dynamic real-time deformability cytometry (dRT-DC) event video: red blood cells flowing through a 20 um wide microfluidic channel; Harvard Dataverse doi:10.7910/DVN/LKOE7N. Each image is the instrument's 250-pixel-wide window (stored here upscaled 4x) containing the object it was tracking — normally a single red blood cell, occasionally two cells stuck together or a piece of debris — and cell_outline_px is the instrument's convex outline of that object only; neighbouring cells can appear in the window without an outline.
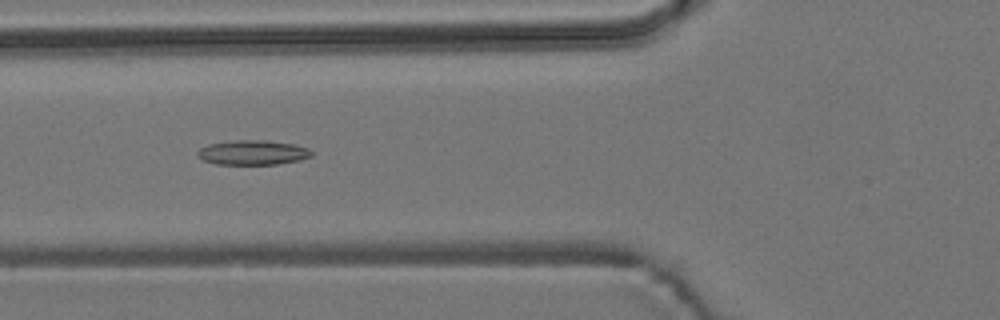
{"species": "common noctule bat (a hibernating species)", "species_latin": "Nyctalus noctula", "temperature_condition": "room temperature", "stored_images_in_passage": 40, "camera_frame_rate_fps": 3000, "um_per_image_px": 0.085, "animal": {"sex": "male", "body_mass_g": 19.2, "forearm_length_mm": 51.8}, "frame": {"image": 1, "passage_image": 6, "time_ms": 1.667, "image_size_px": [1000, 320], "cell_outline_px": [[312, 156], [300, 160], [276, 164], [216, 164], [204, 160], [196, 156], [196, 152], [200, 148], [208, 144], [232, 140], [268, 140], [296, 144], [308, 148], [312, 152]], "centroid_in_image_um": [21.48, 12.95], "position_along_channel_um": 104.3, "area_um2": 16.53}}
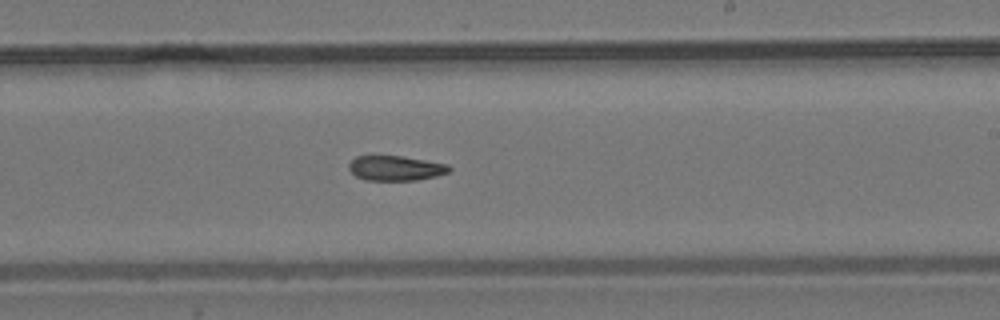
{"frame": {"image": 2, "passage_image": 18, "time_ms": 5.667, "image_size_px": [1000, 320], "cell_outline_px": [[452, 168], [448, 172], [436, 176], [416, 180], [364, 180], [356, 176], [348, 168], [348, 164], [356, 156], [400, 156], [448, 164]], "centroid_in_image_um": [33.62, 14.3], "position_along_channel_um": 255.4, "area_um2": 14.45}}
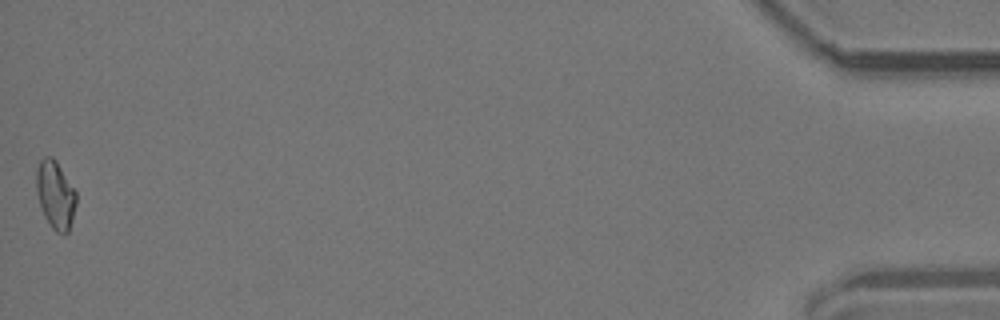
{"frame": {"image": 3, "passage_image": 40, "time_ms": 13.0, "image_size_px": [1000, 320], "cell_outline_px": [[76, 204], [72, 220], [68, 232], [64, 236], [56, 232], [52, 228], [44, 216], [36, 192], [36, 168], [40, 160], [44, 156], [52, 156], [56, 160], [76, 192]], "centroid_in_image_um": [4.7, 16.56], "position_along_channel_um": 430.5, "area_um2": 15.9}, "authors_computed_cell_mechanics": {"area_um2": 15.2881, "velocity_mm_per_s": 3.777, "shape_relaxation_time_tau1_ms": null, "shape_relaxation_time_tau2_ms": 6.36, "deformation_change_tau1": null, "deformation_change_tau2": 0.1265}}